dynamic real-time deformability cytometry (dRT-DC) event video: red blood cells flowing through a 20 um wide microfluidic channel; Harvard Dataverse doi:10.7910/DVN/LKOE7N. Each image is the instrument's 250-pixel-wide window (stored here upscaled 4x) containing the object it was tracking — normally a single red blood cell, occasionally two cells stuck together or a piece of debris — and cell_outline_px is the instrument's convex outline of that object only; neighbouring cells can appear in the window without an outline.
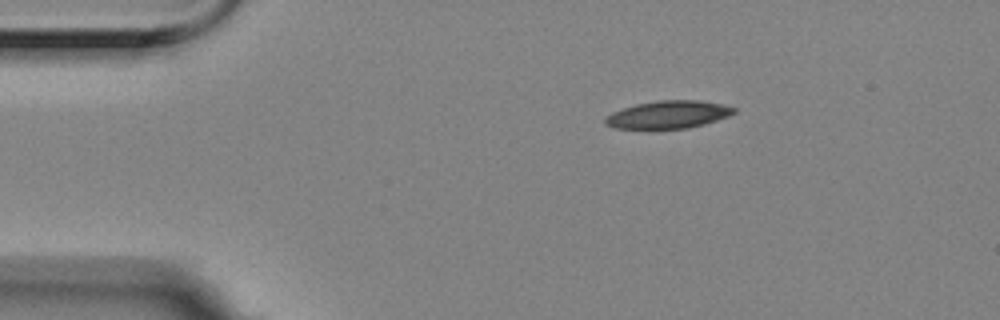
{"species": "Egyptian fruit bat (a non-hibernating species)", "species_latin": "Rousettus aegyptiacus", "temperature_condition": "room temperature", "stored_images_in_passage": 48, "camera_frame_rate_fps": 3000, "um_per_image_px": 0.085, "animal": {"sex": "female"}, "frame": {"image": 1, "passage_image": 1, "time_ms": 0.0, "image_size_px": [1000, 320], "cell_outline_px": [[736, 112], [728, 116], [704, 124], [688, 128], [616, 128], [604, 124], [604, 116], [612, 112], [636, 104], [656, 100], [700, 100], [724, 104], [736, 108]], "centroid_in_image_um": [56.8, 9.73], "position_along_channel_um": 28.2, "area_um2": 20.75}}
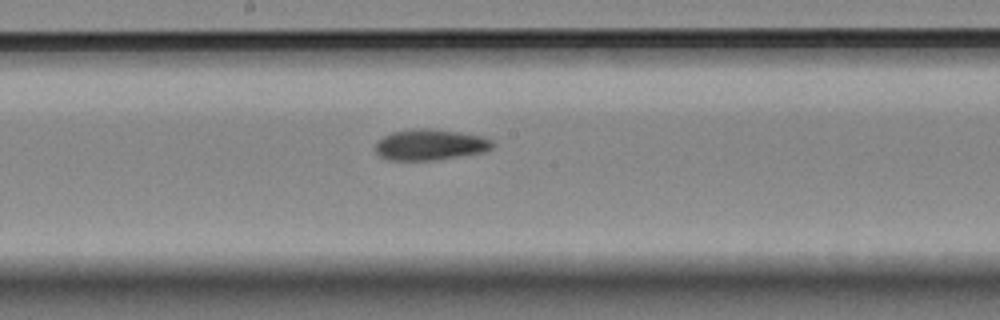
{"frame": {"image": 2, "passage_image": 21, "time_ms": 6.667, "image_size_px": [1000, 320], "cell_outline_px": [[496, 144], [492, 148], [484, 152], [436, 160], [388, 160], [380, 156], [376, 152], [376, 144], [384, 136], [392, 132], [416, 128], [428, 128], [456, 132], [480, 136], [492, 140]], "centroid_in_image_um": [36.58, 12.31], "position_along_channel_um": 211.6, "area_um2": 20.98}}
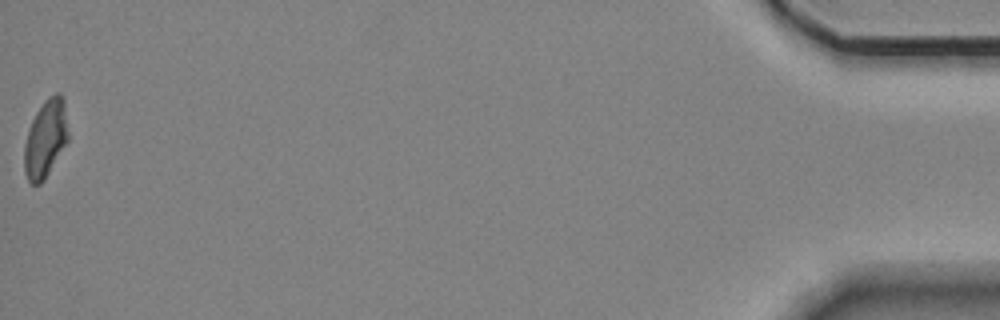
{"frame": {"image": 3, "passage_image": 48, "time_ms": 15.667, "image_size_px": [1000, 320], "cell_outline_px": [[68, 140], [44, 180], [40, 184], [32, 184], [28, 180], [24, 172], [24, 144], [28, 128], [36, 112], [44, 100], [48, 96], [56, 92], [60, 92], [64, 100], [68, 132]], "centroid_in_image_um": [3.86, 11.76], "position_along_channel_um": 431.3, "area_um2": 19.94}, "authors_computed_cell_mechanics": {"area_um2": 20.9814, "velocity_mm_per_s": 3.5242, "shape_relaxation_time_tau1_ms": 7.4191, "shape_relaxation_time_tau2_ms": 2.8107, "deformation_change_tau1": 0.1672, "deformation_change_tau2": 0.0975}}